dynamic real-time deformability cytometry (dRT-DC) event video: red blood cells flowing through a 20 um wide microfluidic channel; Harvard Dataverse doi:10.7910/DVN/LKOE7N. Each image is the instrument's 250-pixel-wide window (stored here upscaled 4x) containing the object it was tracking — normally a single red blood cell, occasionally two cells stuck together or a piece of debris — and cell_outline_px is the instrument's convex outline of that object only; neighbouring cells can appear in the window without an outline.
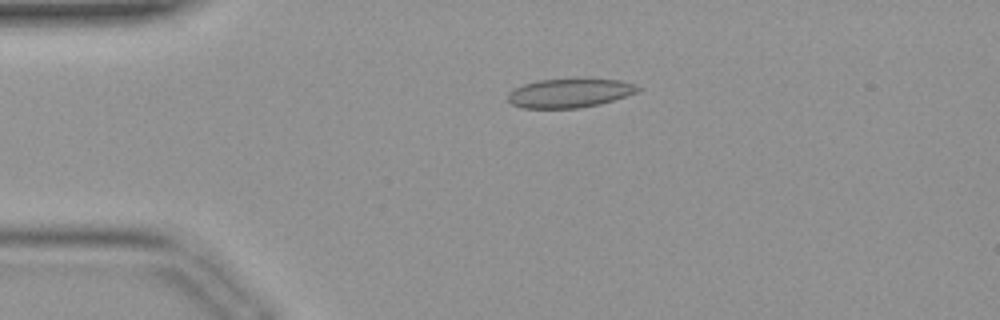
{"species": "common noctule bat (a hibernating species)", "species_latin": "Nyctalus noctula", "temperature_condition": "warm", "stored_images_in_passage": 40, "camera_frame_rate_fps": 3000, "um_per_image_px": 0.085, "animal": {"sex": "female", "body_mass_g": 19.9}, "frame": {"image": 1, "passage_image": 7, "time_ms": 2.0, "image_size_px": [1000, 320], "cell_outline_px": [[640, 88], [636, 92], [600, 104], [580, 108], [520, 108], [512, 104], [508, 100], [508, 92], [524, 84], [540, 80], [620, 80], [632, 84]], "centroid_in_image_um": [48.35, 7.94], "position_along_channel_um": 36.7, "area_um2": 21.33}}
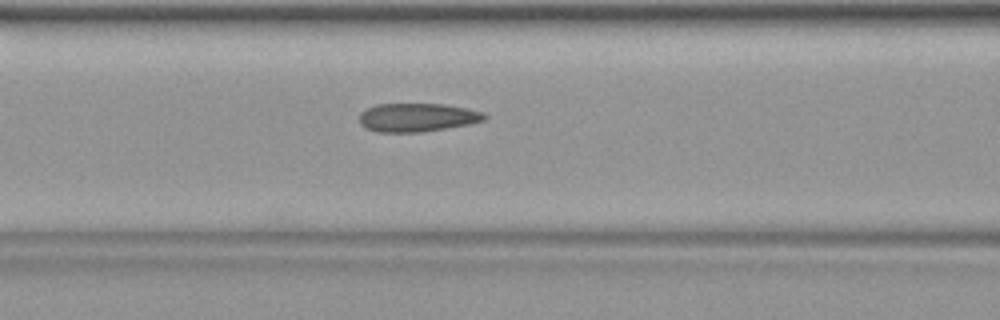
{"frame": {"image": 2, "passage_image": 15, "time_ms": 4.667, "image_size_px": [1000, 320], "cell_outline_px": [[488, 116], [484, 120], [468, 124], [420, 132], [376, 132], [364, 128], [360, 124], [360, 112], [376, 104], [444, 104], [468, 108], [484, 112]], "centroid_in_image_um": [35.45, 9.98], "position_along_channel_um": 131.1, "area_um2": 20.81}}
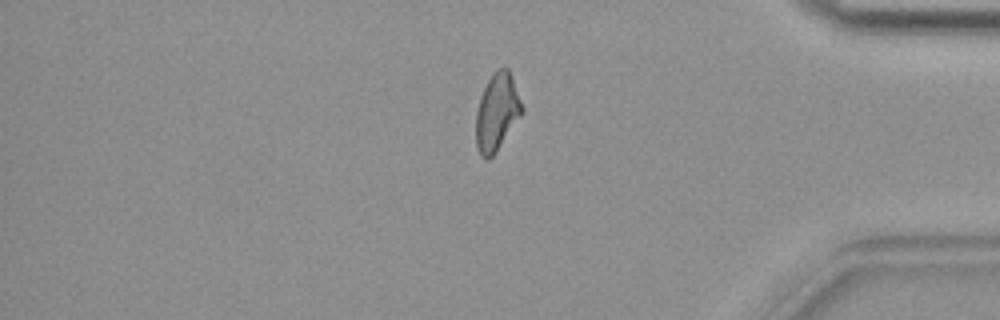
{"frame": {"image": 3, "passage_image": 33, "time_ms": 10.667, "image_size_px": [1000, 320], "cell_outline_px": [[524, 112], [496, 152], [488, 160], [484, 160], [480, 156], [476, 148], [476, 112], [480, 96], [492, 72], [496, 68], [508, 68], [512, 76], [524, 108]], "centroid_in_image_um": [42.24, 9.54], "position_along_channel_um": 393.0, "area_um2": 21.04}}